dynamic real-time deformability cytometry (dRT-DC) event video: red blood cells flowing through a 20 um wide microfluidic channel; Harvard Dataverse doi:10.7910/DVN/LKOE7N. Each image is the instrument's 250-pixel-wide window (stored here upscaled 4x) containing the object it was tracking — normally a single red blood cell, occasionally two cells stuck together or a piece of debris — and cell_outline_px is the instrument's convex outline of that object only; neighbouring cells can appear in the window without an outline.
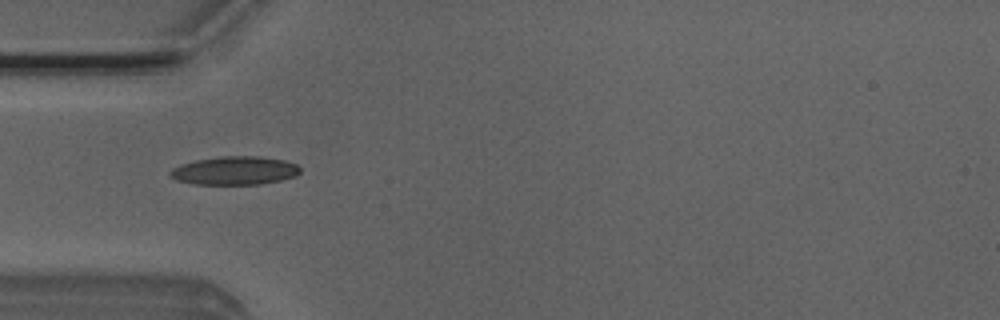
{"species": "Egyptian fruit bat (a non-hibernating species)", "species_latin": "Rousettus aegyptiacus", "temperature_condition": "room temperature", "stored_images_in_passage": 7, "camera_frame_rate_fps": 3000, "um_per_image_px": 0.085, "animal": {"sex": "male"}, "frame": {"image": 1, "passage_image": 5, "time_ms": 1.333, "image_size_px": [1000, 320], "cell_outline_px": [[300, 172], [296, 176], [280, 180], [260, 184], [192, 184], [176, 180], [168, 172], [172, 168], [180, 164], [196, 160], [220, 156], [260, 156], [284, 160], [296, 164], [300, 168]], "centroid_in_image_um": [19.94, 14.49], "position_along_channel_um": 65.1, "area_um2": 21.56}}